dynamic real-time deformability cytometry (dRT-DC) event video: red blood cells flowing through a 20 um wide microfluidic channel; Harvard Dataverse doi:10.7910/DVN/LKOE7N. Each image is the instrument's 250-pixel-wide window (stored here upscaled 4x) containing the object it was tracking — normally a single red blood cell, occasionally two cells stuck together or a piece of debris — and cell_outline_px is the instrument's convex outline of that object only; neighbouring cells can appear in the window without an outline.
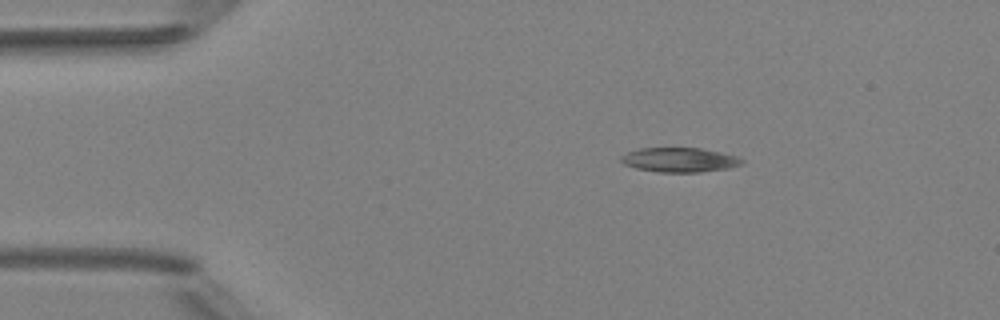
{"species": "Egyptian fruit bat (a non-hibernating species)", "species_latin": "Rousettus aegyptiacus", "temperature_condition": "room temperature", "stored_images_in_passage": 6, "camera_frame_rate_fps": 3000, "um_per_image_px": 0.085, "animal": {"sex": "female"}, "frame": {"image": 1, "passage_image": 1, "time_ms": 0.0, "image_size_px": [1000, 320], "cell_outline_px": [[744, 164], [728, 168], [700, 172], [660, 172], [636, 168], [624, 164], [620, 160], [620, 156], [628, 152], [640, 148], [700, 148], [720, 152], [736, 156], [744, 160]], "centroid_in_image_um": [57.77, 13.59], "position_along_channel_um": 27.2, "area_um2": 17.17}}
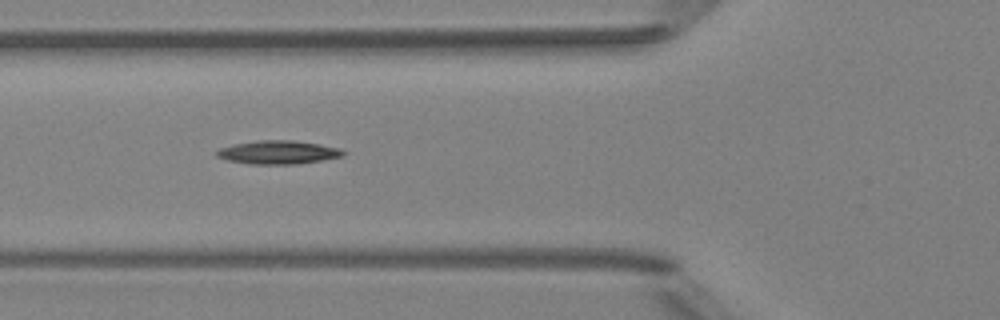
{"frame": {"image": 2, "passage_image": 4, "time_ms": 3.333, "image_size_px": [1000, 320], "cell_outline_px": [[344, 156], [320, 160], [292, 164], [248, 164], [228, 160], [216, 156], [216, 152], [220, 148], [236, 144], [256, 140], [292, 140], [320, 144], [340, 148], [344, 152]], "centroid_in_image_um": [23.63, 12.94], "position_along_channel_um": 102.2, "area_um2": 17.11}}
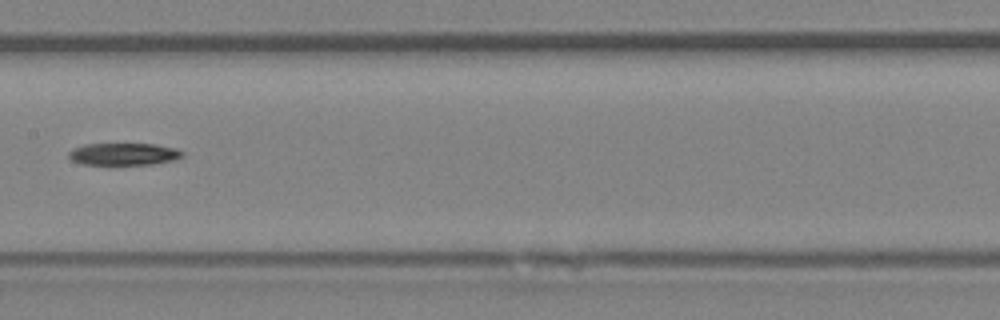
{"frame": {"image": 3, "passage_image": 6, "time_ms": 5.667, "image_size_px": [1000, 320], "cell_outline_px": [[184, 156], [176, 160], [152, 164], [108, 168], [84, 164], [72, 160], [68, 156], [68, 152], [72, 148], [84, 144], [156, 144], [176, 148], [184, 152]], "centroid_in_image_um": [10.5, 13.15], "position_along_channel_um": 196.9, "area_um2": 15.72}}